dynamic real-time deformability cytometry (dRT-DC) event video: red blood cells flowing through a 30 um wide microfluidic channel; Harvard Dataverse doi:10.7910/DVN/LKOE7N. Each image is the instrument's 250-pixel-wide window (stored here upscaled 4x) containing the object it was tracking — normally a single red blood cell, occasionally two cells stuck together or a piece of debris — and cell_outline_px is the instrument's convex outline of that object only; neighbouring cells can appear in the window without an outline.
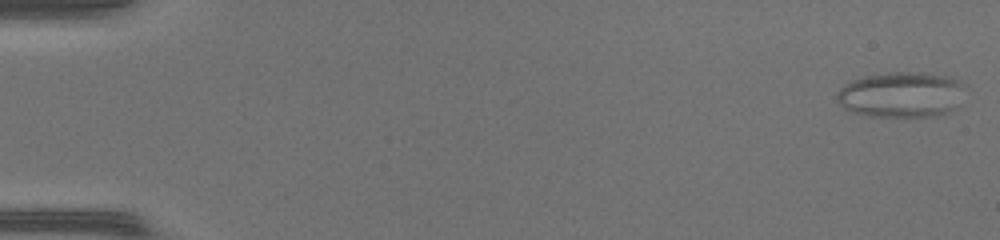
{"species": "common noctule bat (a hibernating species)", "species_latin": "Nyctalus noctula", "temperature_condition": "warm", "stored_images_in_passage": 48, "camera_frame_rate_fps": 3000, "um_per_image_px": 0.085, "animal": {"sex": "female", "body_mass_g": 17.0, "forearm_length_mm": 48.0}, "frame": {"image": 1, "passage_image": 1, "time_ms": 0.0, "image_size_px": [1000, 240], "cell_outline_px": [[964, 88], [960, 108], [936, 116], [868, 116], [852, 112], [844, 108], [836, 100], [836, 92], [844, 84], [852, 80], [864, 76], [896, 72], [924, 72], [948, 76], [960, 80], [964, 84]], "centroid_in_image_um": [76.65, 8.04], "position_along_channel_um": 8.3, "area_um2": 34.56}}
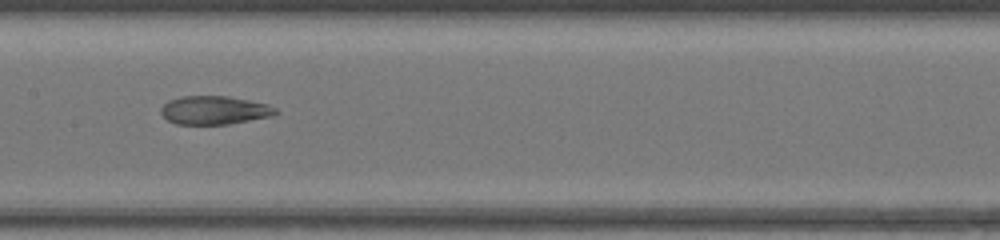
{"frame": {"image": 2, "passage_image": 25, "time_ms": 8.0, "image_size_px": [1000, 240], "cell_outline_px": [[280, 112], [272, 116], [228, 124], [176, 124], [168, 120], [160, 112], [160, 108], [168, 100], [180, 96], [228, 96], [268, 104], [276, 108]], "centroid_in_image_um": [18.22, 9.36], "position_along_channel_um": 189.2, "area_um2": 19.07}}
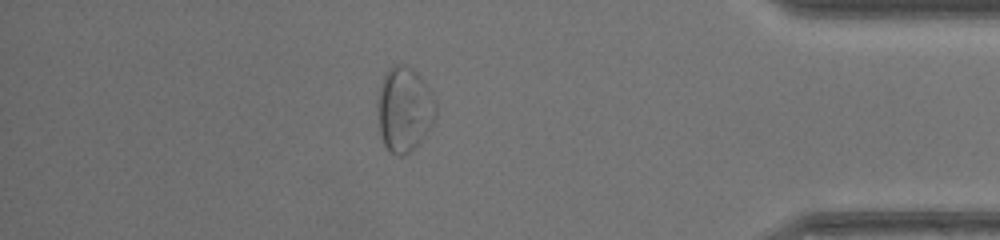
{"frame": {"image": 3, "passage_image": 42, "time_ms": 13.667, "image_size_px": [1000, 240], "cell_outline_px": [[436, 120], [424, 136], [404, 156], [400, 156], [388, 152], [384, 144], [380, 132], [376, 104], [380, 88], [384, 76], [388, 68], [392, 64], [404, 64], [412, 68], [424, 80], [432, 92], [436, 100]], "centroid_in_image_um": [34.37, 9.27], "position_along_channel_um": 400.8, "area_um2": 29.07}, "authors_computed_cell_mechanics": {"area_um2": 26.3568, "velocity_mm_per_s": 4.3508, "shape_relaxation_time_tau1_ms": null, "shape_relaxation_time_tau2_ms": 1.3514, "deformation_change_tau1": null, "deformation_change_tau2": 0.0866}}